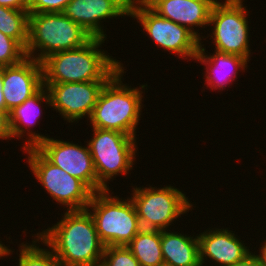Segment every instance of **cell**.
Instances as JSON below:
<instances>
[{"label": "cell", "instance_id": "cell-1", "mask_svg": "<svg viewBox=\"0 0 266 266\" xmlns=\"http://www.w3.org/2000/svg\"><path fill=\"white\" fill-rule=\"evenodd\" d=\"M35 235L38 243L49 247L63 266L100 265L105 246L87 209L66 210L59 222Z\"/></svg>", "mask_w": 266, "mask_h": 266}, {"label": "cell", "instance_id": "cell-2", "mask_svg": "<svg viewBox=\"0 0 266 266\" xmlns=\"http://www.w3.org/2000/svg\"><path fill=\"white\" fill-rule=\"evenodd\" d=\"M104 42L105 39L92 38L82 47L46 57L41 62L43 83L108 81L122 63L99 48Z\"/></svg>", "mask_w": 266, "mask_h": 266}, {"label": "cell", "instance_id": "cell-3", "mask_svg": "<svg viewBox=\"0 0 266 266\" xmlns=\"http://www.w3.org/2000/svg\"><path fill=\"white\" fill-rule=\"evenodd\" d=\"M122 67L106 82L92 111V128L115 130L136 138V129L142 110V93L147 84L131 88L122 82L125 67ZM141 89V90H140Z\"/></svg>", "mask_w": 266, "mask_h": 266}, {"label": "cell", "instance_id": "cell-4", "mask_svg": "<svg viewBox=\"0 0 266 266\" xmlns=\"http://www.w3.org/2000/svg\"><path fill=\"white\" fill-rule=\"evenodd\" d=\"M92 38L63 13H29L25 53L27 57L42 62L51 54L82 47Z\"/></svg>", "mask_w": 266, "mask_h": 266}, {"label": "cell", "instance_id": "cell-5", "mask_svg": "<svg viewBox=\"0 0 266 266\" xmlns=\"http://www.w3.org/2000/svg\"><path fill=\"white\" fill-rule=\"evenodd\" d=\"M109 194V189L93 193L86 209L105 247L126 246L142 227L131 199L123 200Z\"/></svg>", "mask_w": 266, "mask_h": 266}, {"label": "cell", "instance_id": "cell-6", "mask_svg": "<svg viewBox=\"0 0 266 266\" xmlns=\"http://www.w3.org/2000/svg\"><path fill=\"white\" fill-rule=\"evenodd\" d=\"M88 146L97 175V192L107 190L109 181L134 167L137 138L115 130L93 128ZM136 143V144H135Z\"/></svg>", "mask_w": 266, "mask_h": 266}, {"label": "cell", "instance_id": "cell-7", "mask_svg": "<svg viewBox=\"0 0 266 266\" xmlns=\"http://www.w3.org/2000/svg\"><path fill=\"white\" fill-rule=\"evenodd\" d=\"M132 189L130 199L142 229L169 230L175 219L193 209L188 197L171 185L163 188L136 186Z\"/></svg>", "mask_w": 266, "mask_h": 266}, {"label": "cell", "instance_id": "cell-8", "mask_svg": "<svg viewBox=\"0 0 266 266\" xmlns=\"http://www.w3.org/2000/svg\"><path fill=\"white\" fill-rule=\"evenodd\" d=\"M244 0L216 1L211 9L209 25L210 39L214 40L215 51L244 57L249 62V26Z\"/></svg>", "mask_w": 266, "mask_h": 266}, {"label": "cell", "instance_id": "cell-9", "mask_svg": "<svg viewBox=\"0 0 266 266\" xmlns=\"http://www.w3.org/2000/svg\"><path fill=\"white\" fill-rule=\"evenodd\" d=\"M23 150L29 154L27 163L35 179L56 203L67 207V211L87 208L93 192L80 179L52 164L36 147Z\"/></svg>", "mask_w": 266, "mask_h": 266}, {"label": "cell", "instance_id": "cell-10", "mask_svg": "<svg viewBox=\"0 0 266 266\" xmlns=\"http://www.w3.org/2000/svg\"><path fill=\"white\" fill-rule=\"evenodd\" d=\"M130 16L138 20L157 47L176 53L179 58L195 60L200 40L186 27L160 16L151 8L139 5H130Z\"/></svg>", "mask_w": 266, "mask_h": 266}, {"label": "cell", "instance_id": "cell-11", "mask_svg": "<svg viewBox=\"0 0 266 266\" xmlns=\"http://www.w3.org/2000/svg\"><path fill=\"white\" fill-rule=\"evenodd\" d=\"M107 81L43 83L50 96L51 107L67 122L90 118Z\"/></svg>", "mask_w": 266, "mask_h": 266}, {"label": "cell", "instance_id": "cell-12", "mask_svg": "<svg viewBox=\"0 0 266 266\" xmlns=\"http://www.w3.org/2000/svg\"><path fill=\"white\" fill-rule=\"evenodd\" d=\"M82 147L71 141L47 137L36 148L54 165L80 179L93 193L97 192V175L88 144Z\"/></svg>", "mask_w": 266, "mask_h": 266}, {"label": "cell", "instance_id": "cell-13", "mask_svg": "<svg viewBox=\"0 0 266 266\" xmlns=\"http://www.w3.org/2000/svg\"><path fill=\"white\" fill-rule=\"evenodd\" d=\"M130 3L131 0H71L62 13L93 38L107 39L101 20L130 16Z\"/></svg>", "mask_w": 266, "mask_h": 266}, {"label": "cell", "instance_id": "cell-14", "mask_svg": "<svg viewBox=\"0 0 266 266\" xmlns=\"http://www.w3.org/2000/svg\"><path fill=\"white\" fill-rule=\"evenodd\" d=\"M3 96L6 111L21 105L43 87L42 64L26 57L20 63L2 67Z\"/></svg>", "mask_w": 266, "mask_h": 266}, {"label": "cell", "instance_id": "cell-15", "mask_svg": "<svg viewBox=\"0 0 266 266\" xmlns=\"http://www.w3.org/2000/svg\"><path fill=\"white\" fill-rule=\"evenodd\" d=\"M212 229L198 235L201 266H204L207 257L217 265L230 266L251 252L233 231L227 228Z\"/></svg>", "mask_w": 266, "mask_h": 266}, {"label": "cell", "instance_id": "cell-16", "mask_svg": "<svg viewBox=\"0 0 266 266\" xmlns=\"http://www.w3.org/2000/svg\"><path fill=\"white\" fill-rule=\"evenodd\" d=\"M217 0H163L153 10L160 16L186 27L200 41L195 27L209 26L211 9ZM197 30V31H196Z\"/></svg>", "mask_w": 266, "mask_h": 266}, {"label": "cell", "instance_id": "cell-17", "mask_svg": "<svg viewBox=\"0 0 266 266\" xmlns=\"http://www.w3.org/2000/svg\"><path fill=\"white\" fill-rule=\"evenodd\" d=\"M44 101L45 105H51L50 96L45 86L35 95L26 99L21 105L14 107L9 112L12 137L20 139L24 135L29 138L25 141L22 147L23 149L36 147L41 141L48 137V135L44 136L43 134L31 130V127L33 128V126L36 125L35 123L40 119L42 112L40 105ZM25 133H27V135H25Z\"/></svg>", "mask_w": 266, "mask_h": 266}, {"label": "cell", "instance_id": "cell-18", "mask_svg": "<svg viewBox=\"0 0 266 266\" xmlns=\"http://www.w3.org/2000/svg\"><path fill=\"white\" fill-rule=\"evenodd\" d=\"M201 43L202 42L200 41L199 50L195 60L197 62L199 61V63L203 65H206V73L204 77L206 78V86H210V89L212 90L220 89L223 91L228 84H232V82L237 79V71H244L245 68L248 67V61L244 57L222 53L215 50L212 55L211 53L208 55L205 53L206 48L203 47L204 44Z\"/></svg>", "mask_w": 266, "mask_h": 266}, {"label": "cell", "instance_id": "cell-19", "mask_svg": "<svg viewBox=\"0 0 266 266\" xmlns=\"http://www.w3.org/2000/svg\"><path fill=\"white\" fill-rule=\"evenodd\" d=\"M161 247L164 262L174 266H201L198 236L161 231Z\"/></svg>", "mask_w": 266, "mask_h": 266}, {"label": "cell", "instance_id": "cell-20", "mask_svg": "<svg viewBox=\"0 0 266 266\" xmlns=\"http://www.w3.org/2000/svg\"><path fill=\"white\" fill-rule=\"evenodd\" d=\"M126 246L140 266H158L164 261L160 230L141 229Z\"/></svg>", "mask_w": 266, "mask_h": 266}, {"label": "cell", "instance_id": "cell-21", "mask_svg": "<svg viewBox=\"0 0 266 266\" xmlns=\"http://www.w3.org/2000/svg\"><path fill=\"white\" fill-rule=\"evenodd\" d=\"M29 12L0 6V32L16 40L24 49L28 42Z\"/></svg>", "mask_w": 266, "mask_h": 266}, {"label": "cell", "instance_id": "cell-22", "mask_svg": "<svg viewBox=\"0 0 266 266\" xmlns=\"http://www.w3.org/2000/svg\"><path fill=\"white\" fill-rule=\"evenodd\" d=\"M37 241L36 235L31 244L19 245L18 266H63L51 249L39 248Z\"/></svg>", "mask_w": 266, "mask_h": 266}, {"label": "cell", "instance_id": "cell-23", "mask_svg": "<svg viewBox=\"0 0 266 266\" xmlns=\"http://www.w3.org/2000/svg\"><path fill=\"white\" fill-rule=\"evenodd\" d=\"M99 266H140L131 250L125 246H106Z\"/></svg>", "mask_w": 266, "mask_h": 266}, {"label": "cell", "instance_id": "cell-24", "mask_svg": "<svg viewBox=\"0 0 266 266\" xmlns=\"http://www.w3.org/2000/svg\"><path fill=\"white\" fill-rule=\"evenodd\" d=\"M26 57L25 49L16 40L0 32V67L18 64Z\"/></svg>", "mask_w": 266, "mask_h": 266}, {"label": "cell", "instance_id": "cell-25", "mask_svg": "<svg viewBox=\"0 0 266 266\" xmlns=\"http://www.w3.org/2000/svg\"><path fill=\"white\" fill-rule=\"evenodd\" d=\"M71 0H29V13H62Z\"/></svg>", "mask_w": 266, "mask_h": 266}, {"label": "cell", "instance_id": "cell-26", "mask_svg": "<svg viewBox=\"0 0 266 266\" xmlns=\"http://www.w3.org/2000/svg\"><path fill=\"white\" fill-rule=\"evenodd\" d=\"M0 139L1 140L13 139L11 126H10L9 111L1 109H0Z\"/></svg>", "mask_w": 266, "mask_h": 266}, {"label": "cell", "instance_id": "cell-27", "mask_svg": "<svg viewBox=\"0 0 266 266\" xmlns=\"http://www.w3.org/2000/svg\"><path fill=\"white\" fill-rule=\"evenodd\" d=\"M230 266H263L258 254L254 252L248 253L243 259L235 262Z\"/></svg>", "mask_w": 266, "mask_h": 266}, {"label": "cell", "instance_id": "cell-28", "mask_svg": "<svg viewBox=\"0 0 266 266\" xmlns=\"http://www.w3.org/2000/svg\"><path fill=\"white\" fill-rule=\"evenodd\" d=\"M0 6L28 11L29 0H0Z\"/></svg>", "mask_w": 266, "mask_h": 266}, {"label": "cell", "instance_id": "cell-29", "mask_svg": "<svg viewBox=\"0 0 266 266\" xmlns=\"http://www.w3.org/2000/svg\"><path fill=\"white\" fill-rule=\"evenodd\" d=\"M161 1L163 0H131L130 5H139L144 8L153 9Z\"/></svg>", "mask_w": 266, "mask_h": 266}, {"label": "cell", "instance_id": "cell-30", "mask_svg": "<svg viewBox=\"0 0 266 266\" xmlns=\"http://www.w3.org/2000/svg\"><path fill=\"white\" fill-rule=\"evenodd\" d=\"M0 109L6 110L5 98L3 96L2 67H0Z\"/></svg>", "mask_w": 266, "mask_h": 266}, {"label": "cell", "instance_id": "cell-31", "mask_svg": "<svg viewBox=\"0 0 266 266\" xmlns=\"http://www.w3.org/2000/svg\"><path fill=\"white\" fill-rule=\"evenodd\" d=\"M261 246H260L261 249L259 250L260 253L258 255L261 259L262 265L266 266V239H265V242H263Z\"/></svg>", "mask_w": 266, "mask_h": 266}, {"label": "cell", "instance_id": "cell-32", "mask_svg": "<svg viewBox=\"0 0 266 266\" xmlns=\"http://www.w3.org/2000/svg\"><path fill=\"white\" fill-rule=\"evenodd\" d=\"M11 252L13 253L11 249L5 246V244L0 241V258L11 255Z\"/></svg>", "mask_w": 266, "mask_h": 266}, {"label": "cell", "instance_id": "cell-33", "mask_svg": "<svg viewBox=\"0 0 266 266\" xmlns=\"http://www.w3.org/2000/svg\"><path fill=\"white\" fill-rule=\"evenodd\" d=\"M158 266H174V265H172V264H170V263H167V262H162L161 264H159Z\"/></svg>", "mask_w": 266, "mask_h": 266}]
</instances>
